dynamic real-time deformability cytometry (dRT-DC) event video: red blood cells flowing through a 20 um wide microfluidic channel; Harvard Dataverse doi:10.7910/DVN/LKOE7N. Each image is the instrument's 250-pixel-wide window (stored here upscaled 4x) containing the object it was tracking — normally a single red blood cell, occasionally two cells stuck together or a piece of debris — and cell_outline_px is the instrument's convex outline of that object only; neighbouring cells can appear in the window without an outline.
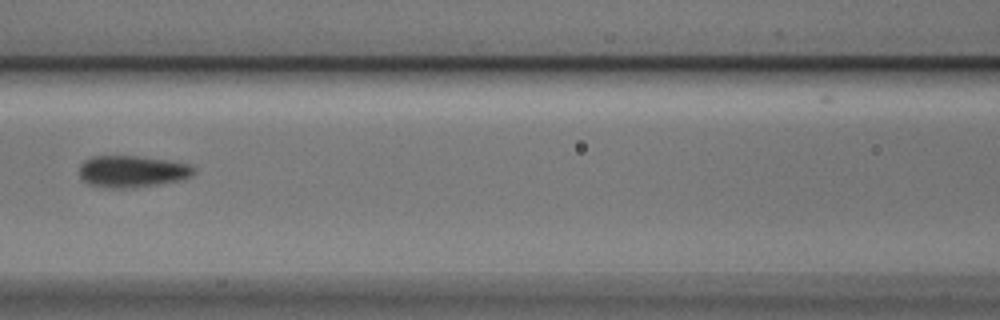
{"species": "Egyptian fruit bat (a non-hibernating species)", "species_latin": "Rousettus aegyptiacus", "temperature_condition": "cold", "stored_images_in_passage": 9, "camera_frame_rate_fps": 3000, "um_per_image_px": 0.085, "animal": {"sex": "male"}, "frame": {"image": 1, "passage_image": 6, "time_ms": 1.667, "image_size_px": [1000, 320], "cell_outline_px": [[196, 172], [192, 176], [180, 180], [132, 188], [104, 188], [88, 184], [80, 176], [80, 164], [84, 160], [92, 156], [136, 156], [168, 160], [188, 164], [196, 168]], "centroid_in_image_um": [11.23, 14.57], "position_along_channel_um": 155.4, "area_um2": 21.27}}
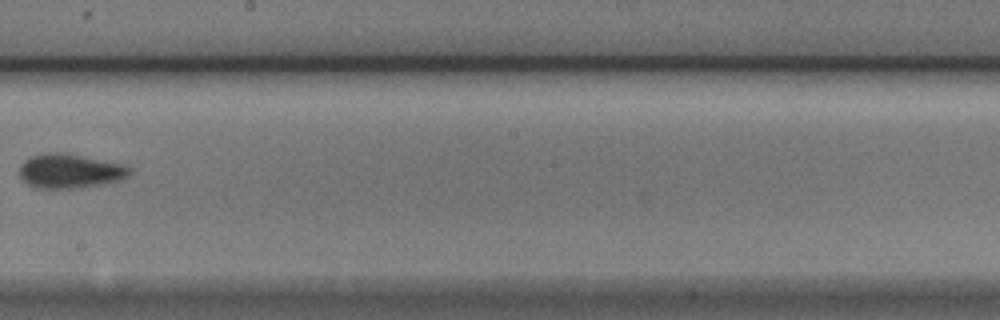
{"frame": {"image": 2, "passage_image": 8, "time_ms": 2.333, "image_size_px": [1000, 320], "cell_outline_px": [[132, 172], [128, 176], [120, 180], [80, 188], [32, 188], [20, 176], [20, 164], [24, 160], [32, 156], [48, 152], [64, 152], [124, 164], [132, 168]], "centroid_in_image_um": [5.96, 14.53], "position_along_channel_um": 242.2, "area_um2": 22.2}}
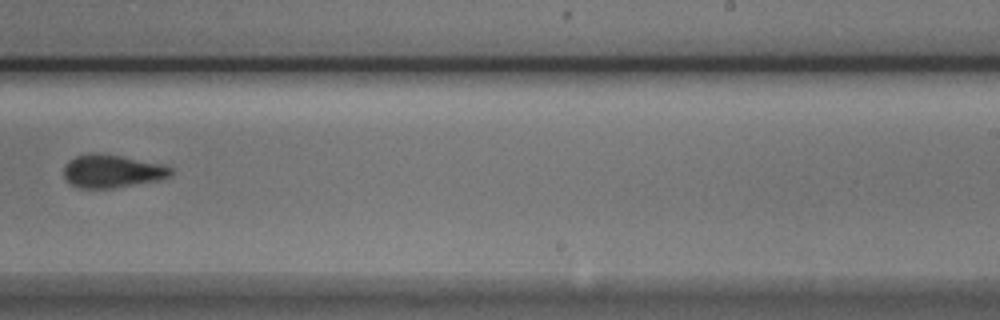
{"frame": {"image": 3, "passage_image": 9, "time_ms": 2.667, "image_size_px": [1000, 320], "cell_outline_px": [[172, 176], [160, 180], [112, 188], [76, 188], [64, 176], [64, 164], [68, 160], [76, 156], [88, 152], [96, 152], [120, 156], [160, 164], [172, 168]], "centroid_in_image_um": [9.5, 14.54], "position_along_channel_um": 279.5, "area_um2": 20.63}}